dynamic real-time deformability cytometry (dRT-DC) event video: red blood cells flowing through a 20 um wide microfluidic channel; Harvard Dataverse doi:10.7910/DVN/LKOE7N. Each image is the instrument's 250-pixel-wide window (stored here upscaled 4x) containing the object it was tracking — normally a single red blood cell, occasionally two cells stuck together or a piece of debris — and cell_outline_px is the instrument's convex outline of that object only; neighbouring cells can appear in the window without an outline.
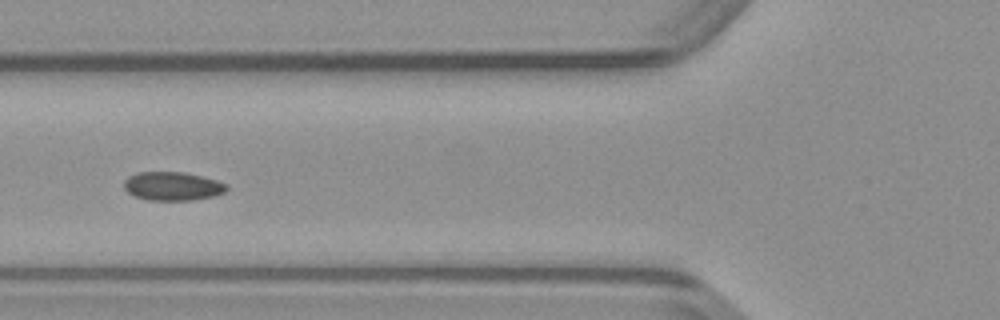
{"species": "common noctule bat (a hibernating species)", "species_latin": "Nyctalus noctula", "temperature_condition": "warm", "stored_images_in_passage": 36, "camera_frame_rate_fps": 3000, "um_per_image_px": 0.085, "animal": {"sex": "male", "body_mass_g": 23.1, "forearm_length_mm": 52.7}, "frame": {"image": 1, "passage_image": 6, "time_ms": 1.667, "image_size_px": [1000, 320], "cell_outline_px": [[228, 188], [224, 192], [212, 196], [192, 200], [148, 200], [136, 196], [128, 192], [124, 188], [124, 180], [128, 176], [136, 172], [184, 172], [204, 176], [228, 184]], "centroid_in_image_um": [14.67, 15.81], "position_along_channel_um": 111.1, "area_um2": 17.17}}